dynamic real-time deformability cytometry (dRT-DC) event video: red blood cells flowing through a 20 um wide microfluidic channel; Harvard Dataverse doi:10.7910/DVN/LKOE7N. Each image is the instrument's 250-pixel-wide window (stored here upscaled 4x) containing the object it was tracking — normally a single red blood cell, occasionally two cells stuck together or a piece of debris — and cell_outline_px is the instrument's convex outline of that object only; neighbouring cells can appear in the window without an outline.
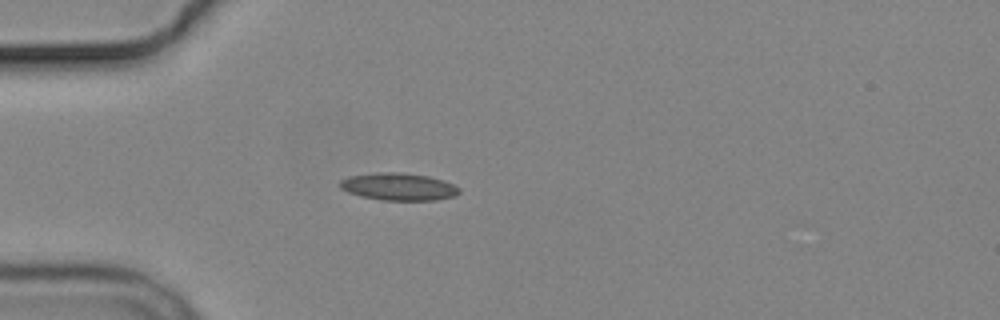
{"species": "common noctule bat (a hibernating species)", "species_latin": "Nyctalus noctula", "temperature_condition": "cold", "stored_images_in_passage": 3, "camera_frame_rate_fps": 3000, "um_per_image_px": 0.085, "animal": {"sex": "male", "body_mass_g": 19.2, "forearm_length_mm": 51.8}, "frame": {"image": 1, "passage_image": 3, "time_ms": 3.333, "image_size_px": [1000, 320], "cell_outline_px": [[460, 192], [456, 196], [436, 200], [380, 200], [360, 196], [348, 192], [340, 188], [340, 180], [348, 176], [376, 172], [400, 172], [428, 176], [444, 180], [460, 188]], "centroid_in_image_um": [33.88, 15.86], "position_along_channel_um": 51.1, "area_um2": 19.19}}